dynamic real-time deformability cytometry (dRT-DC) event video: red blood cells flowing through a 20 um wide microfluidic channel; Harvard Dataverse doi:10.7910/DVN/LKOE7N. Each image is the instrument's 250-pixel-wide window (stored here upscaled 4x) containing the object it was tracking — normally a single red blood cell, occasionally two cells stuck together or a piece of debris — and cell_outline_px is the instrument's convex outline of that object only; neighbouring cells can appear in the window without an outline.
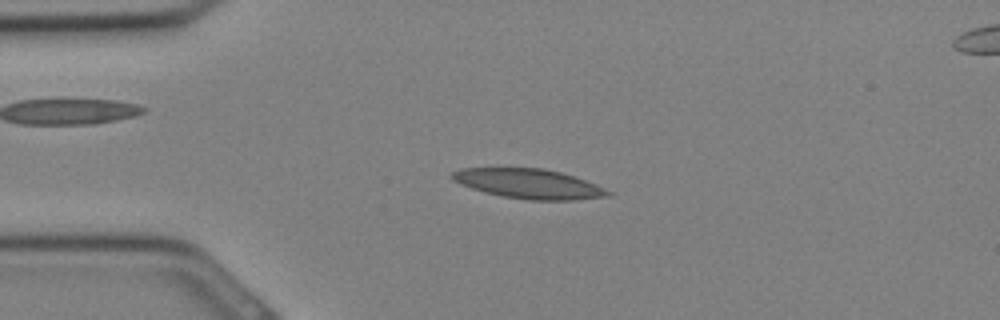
{"species": "Egyptian fruit bat (a non-hibernating species)", "species_latin": "Rousettus aegyptiacus", "temperature_condition": "cold", "stored_images_in_passage": 11, "camera_frame_rate_fps": 3000, "um_per_image_px": 0.085, "animal": {"sex": "female"}, "frame": {"image": 1, "passage_image": 7, "time_ms": 2.0, "image_size_px": [1000, 320], "cell_outline_px": [[612, 192], [608, 196], [576, 200], [528, 200], [504, 196], [484, 192], [460, 184], [452, 180], [448, 176], [452, 172], [460, 168], [544, 168], [560, 172], [596, 184]], "centroid_in_image_um": [44.91, 15.61], "position_along_channel_um": 40.1, "area_um2": 26.88}}
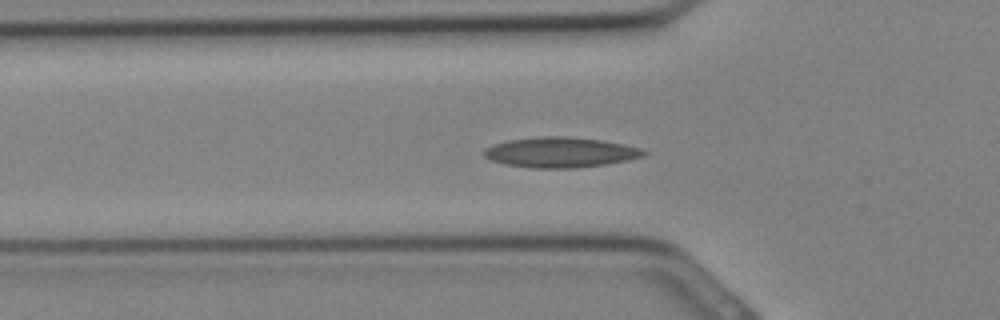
{"frame": {"image": 2, "passage_image": 10, "time_ms": 3.0, "image_size_px": [1000, 320], "cell_outline_px": [[648, 152], [644, 156], [628, 160], [604, 164], [576, 168], [532, 168], [504, 164], [492, 160], [484, 156], [484, 148], [492, 144], [508, 140], [540, 136], [568, 136], [600, 140], [624, 144], [640, 148]], "centroid_in_image_um": [47.62, 12.94], "position_along_channel_um": 78.2, "area_um2": 28.21}}